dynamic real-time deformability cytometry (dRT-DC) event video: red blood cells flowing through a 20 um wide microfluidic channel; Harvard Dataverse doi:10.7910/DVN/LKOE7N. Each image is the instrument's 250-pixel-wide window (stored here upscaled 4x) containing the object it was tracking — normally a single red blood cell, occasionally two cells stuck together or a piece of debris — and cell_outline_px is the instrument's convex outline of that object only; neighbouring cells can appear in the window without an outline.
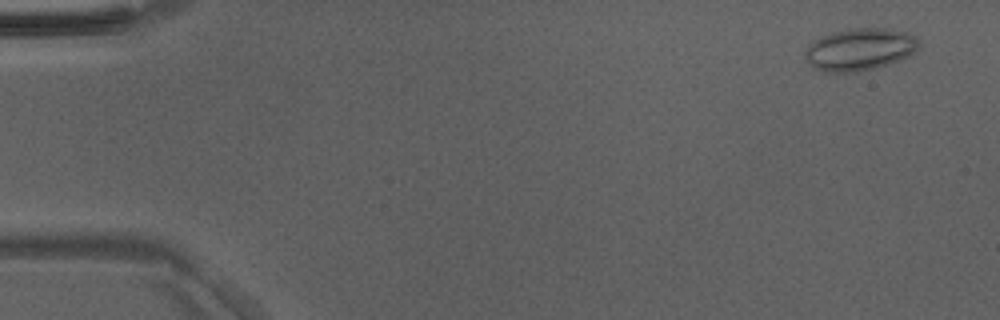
{"species": "Egyptian fruit bat (a non-hibernating species)", "species_latin": "Rousettus aegyptiacus", "temperature_condition": "room temperature", "stored_images_in_passage": 49, "camera_frame_rate_fps": 3000, "um_per_image_px": 0.085, "animal": {"sex": "male"}, "frame": {"image": 1, "passage_image": 3, "time_ms": 0.667, "image_size_px": [1000, 320], "cell_outline_px": [[920, 48], [916, 52], [900, 60], [872, 68], [848, 72], [824, 72], [816, 68], [804, 56], [812, 40], [820, 36], [852, 28], [884, 28], [908, 32], [916, 36], [920, 40]], "centroid_in_image_um": [73.14, 4.17], "position_along_channel_um": 11.9, "area_um2": 27.8}}
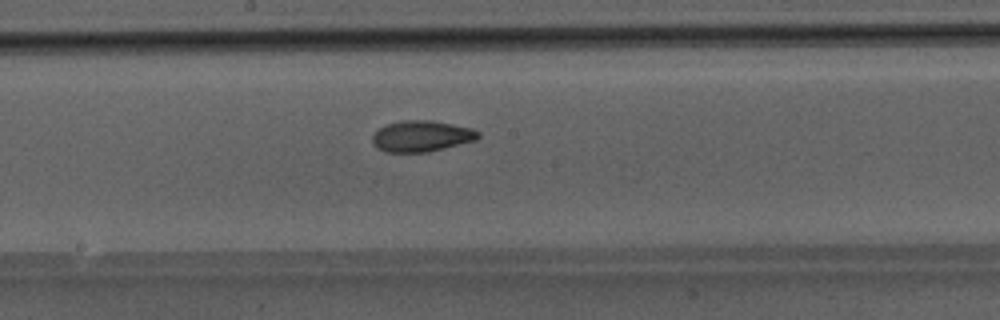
{"frame": {"image": 2, "passage_image": 27, "time_ms": 8.667, "image_size_px": [1000, 320], "cell_outline_px": [[480, 136], [476, 140], [428, 152], [384, 152], [376, 148], [372, 144], [372, 132], [388, 124], [400, 120], [432, 120], [472, 128], [480, 132]], "centroid_in_image_um": [35.8, 11.57], "position_along_channel_um": 212.4, "area_um2": 19.36}}
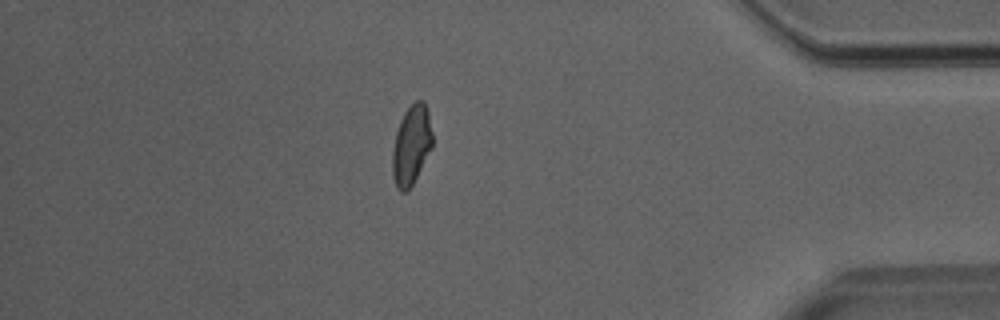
{"frame": {"image": 3, "passage_image": 43, "time_ms": 14.0, "image_size_px": [1000, 320], "cell_outline_px": [[432, 148], [408, 192], [400, 192], [396, 188], [392, 172], [392, 152], [396, 132], [400, 120], [404, 112], [416, 100], [424, 100], [428, 112], [432, 132]], "centroid_in_image_um": [34.96, 12.35], "position_along_channel_um": 400.2, "area_um2": 18.61}}